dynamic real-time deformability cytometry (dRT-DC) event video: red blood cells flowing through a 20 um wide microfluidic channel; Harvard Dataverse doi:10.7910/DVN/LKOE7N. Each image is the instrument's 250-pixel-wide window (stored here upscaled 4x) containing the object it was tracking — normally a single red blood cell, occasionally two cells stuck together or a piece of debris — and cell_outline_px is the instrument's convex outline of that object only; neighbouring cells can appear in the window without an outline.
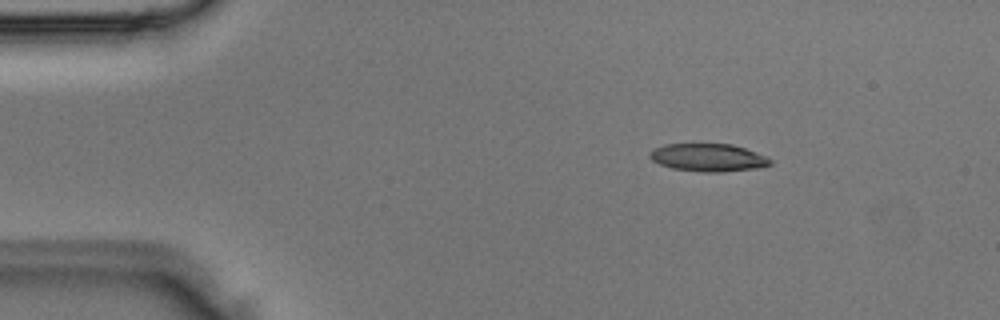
{"species": "Egyptian fruit bat (a non-hibernating species)", "species_latin": "Rousettus aegyptiacus", "temperature_condition": "room temperature", "stored_images_in_passage": 3, "camera_frame_rate_fps": 3000, "um_per_image_px": 0.085, "animal": {"sex": "male"}, "frame": {"image": 1, "passage_image": 1, "time_ms": 0.0, "image_size_px": [1000, 320], "cell_outline_px": [[772, 164], [764, 168], [720, 172], [704, 172], [672, 168], [660, 164], [652, 160], [648, 156], [652, 148], [664, 144], [732, 144], [768, 156], [772, 160]], "centroid_in_image_um": [60.24, 13.39], "position_along_channel_um": 24.8, "area_um2": 19.77}}